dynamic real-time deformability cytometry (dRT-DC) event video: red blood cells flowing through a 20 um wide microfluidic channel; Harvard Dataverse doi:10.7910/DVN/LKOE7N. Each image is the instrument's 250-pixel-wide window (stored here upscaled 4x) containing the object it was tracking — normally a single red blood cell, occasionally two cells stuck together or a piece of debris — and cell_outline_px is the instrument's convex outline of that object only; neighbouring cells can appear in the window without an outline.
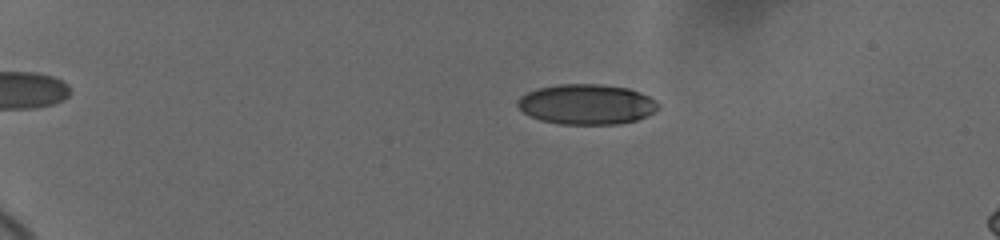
{"species": "human", "species_latin": "Homo sapiens", "temperature_condition": "cold", "stored_images_in_passage": 54, "camera_frame_rate_fps": 3000, "um_per_image_px": 0.085, "donor": {"sex": "female"}, "frame": {"image": 1, "passage_image": 26, "time_ms": 4.667, "image_size_px": [1000, 240], "cell_outline_px": [[660, 108], [636, 120], [620, 124], [560, 124], [540, 120], [524, 112], [516, 104], [520, 96], [536, 88], [556, 84], [600, 84], [628, 88], [640, 92], [656, 100], [660, 104]], "centroid_in_image_um": [49.86, 8.86], "position_along_channel_um": 35.1, "area_um2": 33.0}}
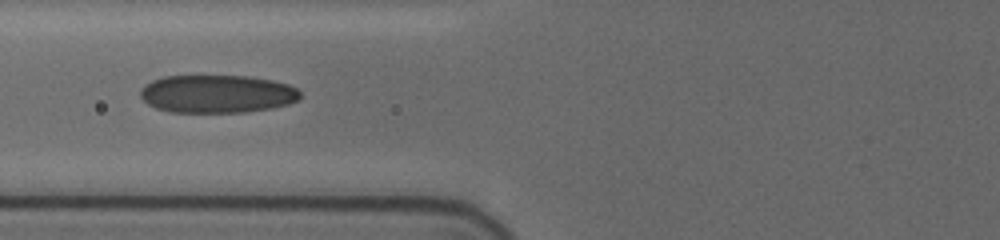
{"frame": {"image": 2, "passage_image": 48, "time_ms": 9.0, "image_size_px": [1000, 240], "cell_outline_px": [[300, 100], [288, 104], [272, 108], [244, 112], [168, 112], [156, 108], [148, 104], [140, 96], [140, 88], [144, 84], [152, 80], [164, 76], [248, 76], [272, 80], [288, 84], [296, 88], [300, 92]], "centroid_in_image_um": [18.44, 7.98], "position_along_channel_um": 107.4, "area_um2": 35.6}}
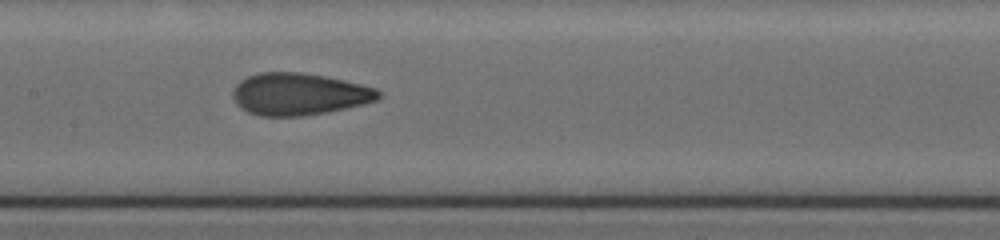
{"frame": {"image": 3, "passage_image": 53, "time_ms": 11.0, "image_size_px": [1000, 240], "cell_outline_px": [[380, 96], [376, 100], [364, 104], [328, 112], [300, 116], [260, 116], [248, 112], [240, 108], [236, 104], [232, 96], [232, 88], [240, 80], [248, 76], [260, 72], [300, 72], [324, 76], [344, 80], [376, 88], [380, 92]], "centroid_in_image_um": [25.38, 8.0], "position_along_channel_um": 182.0, "area_um2": 35.84}}